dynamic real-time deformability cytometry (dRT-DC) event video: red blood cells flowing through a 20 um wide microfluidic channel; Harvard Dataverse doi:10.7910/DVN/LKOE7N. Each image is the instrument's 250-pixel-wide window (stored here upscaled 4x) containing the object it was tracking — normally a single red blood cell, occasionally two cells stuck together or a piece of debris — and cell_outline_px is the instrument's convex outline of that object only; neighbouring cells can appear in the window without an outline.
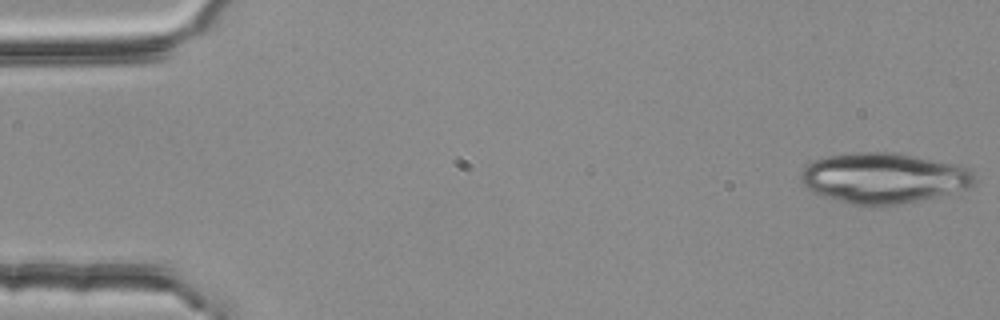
{"species": "common noctule bat (a hibernating species)", "species_latin": "Nyctalus noctula", "temperature_condition": "room temperature", "stored_images_in_passage": 4, "camera_frame_rate_fps": 3000, "um_per_image_px": 0.085, "animal": {"sex": "female", "body_mass_g": 25.1}, "frame": {"image": 1, "passage_image": 1, "time_ms": 0.0, "image_size_px": [1000, 320], "cell_outline_px": [[976, 180], [972, 184], [964, 188], [952, 192], [936, 196], [896, 204], [852, 204], [824, 196], [808, 188], [800, 180], [800, 176], [804, 168], [812, 160], [828, 156], [848, 152], [896, 152], [956, 164], [972, 168], [976, 176]], "centroid_in_image_um": [75.12, 15.09], "position_along_channel_um": 9.9, "area_um2": 50.52}}